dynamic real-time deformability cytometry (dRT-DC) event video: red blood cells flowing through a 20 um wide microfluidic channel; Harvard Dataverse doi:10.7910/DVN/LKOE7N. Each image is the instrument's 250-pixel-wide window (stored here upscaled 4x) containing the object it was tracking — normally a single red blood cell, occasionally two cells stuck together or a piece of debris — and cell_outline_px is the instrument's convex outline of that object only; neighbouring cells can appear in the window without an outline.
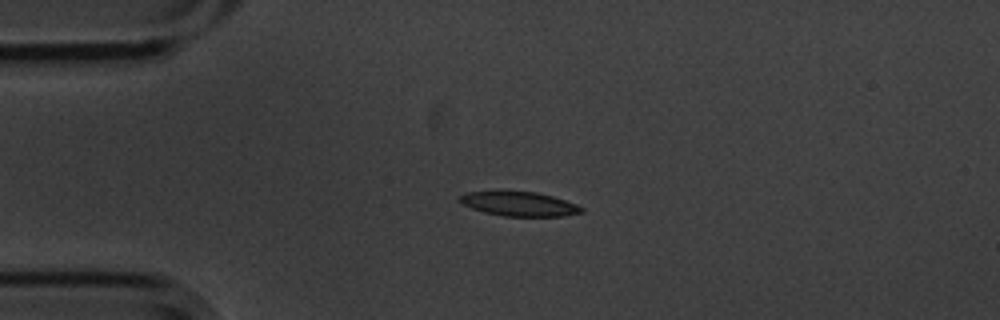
{"species": "common noctule bat (a hibernating species)", "species_latin": "Nyctalus noctula", "temperature_condition": "cold", "stored_images_in_passage": 4, "camera_frame_rate_fps": 3000, "um_per_image_px": 0.085, "animal": {"sex": "male", "body_mass_g": 20.1, "forearm_length_mm": 53.5}, "frame": {"image": 1, "passage_image": 2, "time_ms": 0.333, "image_size_px": [1000, 320], "cell_outline_px": [[584, 212], [564, 216], [504, 216], [484, 212], [472, 208], [456, 200], [456, 196], [464, 192], [500, 188], [536, 192], [552, 196], [576, 204], [584, 208]], "centroid_in_image_um": [44.02, 17.27], "position_along_channel_um": 41.0, "area_um2": 18.21}}
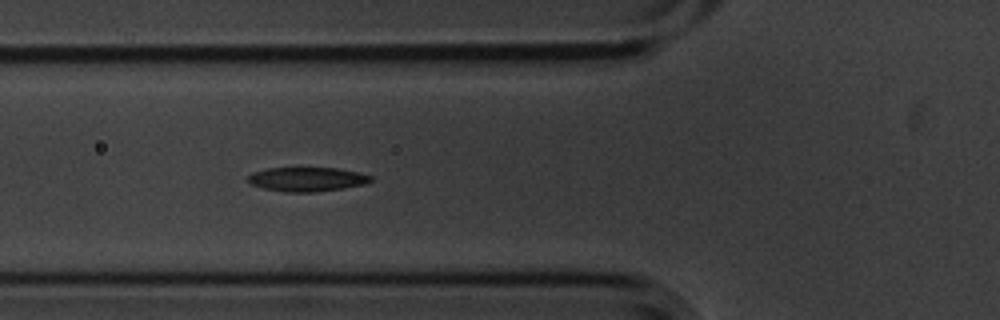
{"frame": {"image": 2, "passage_image": 4, "time_ms": 1.0, "image_size_px": [1000, 320], "cell_outline_px": [[372, 180], [364, 184], [344, 188], [312, 192], [284, 192], [264, 188], [252, 184], [248, 180], [248, 176], [252, 172], [268, 168], [336, 168], [360, 172], [372, 176]], "centroid_in_image_um": [26.11, 15.23], "position_along_channel_um": 99.7, "area_um2": 17.22}}